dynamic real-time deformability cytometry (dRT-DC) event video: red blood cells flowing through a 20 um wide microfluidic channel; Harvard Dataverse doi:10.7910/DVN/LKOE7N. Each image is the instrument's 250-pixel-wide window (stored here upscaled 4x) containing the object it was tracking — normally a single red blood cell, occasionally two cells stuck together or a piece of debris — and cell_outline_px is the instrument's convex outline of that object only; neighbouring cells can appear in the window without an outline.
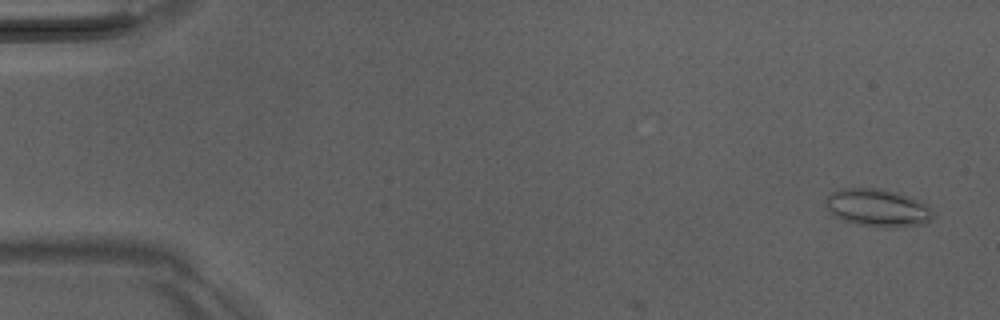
{"species": "Egyptian fruit bat (a non-hibernating species)", "species_latin": "Rousettus aegyptiacus", "temperature_condition": "room temperature", "stored_images_in_passage": 5, "camera_frame_rate_fps": 3000, "um_per_image_px": 0.085, "animal": {"sex": "male"}, "frame": {"image": 1, "passage_image": 3, "time_ms": 0.667, "image_size_px": [1000, 320], "cell_outline_px": [[932, 216], [928, 224], [896, 228], [884, 228], [856, 224], [844, 220], [828, 212], [824, 208], [824, 200], [832, 192], [844, 188], [880, 188], [900, 192], [920, 200], [928, 204], [932, 208]], "centroid_in_image_um": [74.63, 17.67], "position_along_channel_um": 10.4, "area_um2": 24.28}}